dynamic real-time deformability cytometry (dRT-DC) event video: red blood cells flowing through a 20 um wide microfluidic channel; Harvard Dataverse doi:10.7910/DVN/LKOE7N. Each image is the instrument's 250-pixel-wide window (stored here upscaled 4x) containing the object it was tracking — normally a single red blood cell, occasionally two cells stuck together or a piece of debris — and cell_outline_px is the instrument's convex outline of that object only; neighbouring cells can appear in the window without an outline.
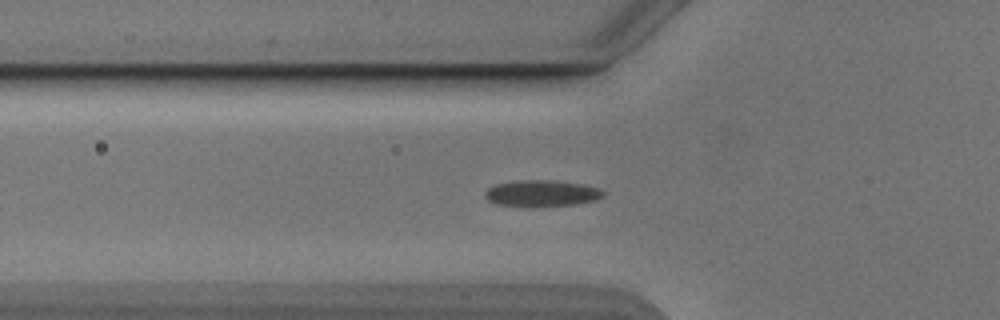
{"species": "Egyptian fruit bat (a non-hibernating species)", "species_latin": "Rousettus aegyptiacus", "temperature_condition": "cold", "stored_images_in_passage": 48, "camera_frame_rate_fps": 3000, "um_per_image_px": 0.085, "animal": {"sex": "male"}, "frame": {"image": 1, "passage_image": 14, "time_ms": 4.333, "image_size_px": [1000, 320], "cell_outline_px": [[604, 196], [596, 200], [576, 204], [532, 208], [496, 204], [488, 200], [484, 196], [484, 192], [488, 188], [496, 184], [520, 180], [548, 180], [584, 184], [600, 188], [604, 192]], "centroid_in_image_um": [46.04, 16.45], "position_along_channel_um": 79.8, "area_um2": 18.55}}
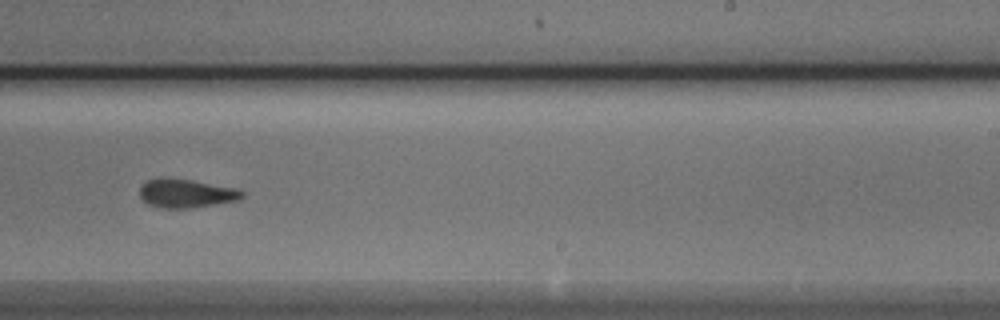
{"frame": {"image": 2, "passage_image": 29, "time_ms": 9.333, "image_size_px": [1000, 320], "cell_outline_px": [[244, 196], [240, 200], [192, 208], [164, 208], [148, 204], [140, 196], [140, 184], [148, 180], [192, 180], [240, 188], [244, 192]], "centroid_in_image_um": [15.91, 16.46], "position_along_channel_um": 273.1, "area_um2": 16.88}}
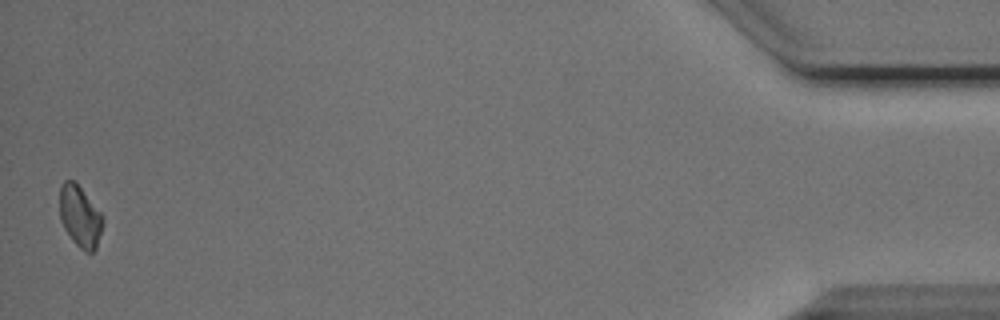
{"frame": {"image": 3, "passage_image": 48, "time_ms": 15.667, "image_size_px": [1000, 320], "cell_outline_px": [[104, 220], [96, 248], [92, 252], [84, 252], [72, 240], [64, 228], [60, 220], [60, 184], [64, 180], [76, 180], [104, 216]], "centroid_in_image_um": [6.8, 18.35], "position_along_channel_um": 428.4, "area_um2": 15.72}, "authors_computed_cell_mechanics": {"area_um2": 17.1666, "velocity_mm_per_s": 3.8711, "shape_relaxation_time_tau1_ms": null, "shape_relaxation_time_tau2_ms": 4.4076, "deformation_change_tau1": null, "deformation_change_tau2": 0.1207}}